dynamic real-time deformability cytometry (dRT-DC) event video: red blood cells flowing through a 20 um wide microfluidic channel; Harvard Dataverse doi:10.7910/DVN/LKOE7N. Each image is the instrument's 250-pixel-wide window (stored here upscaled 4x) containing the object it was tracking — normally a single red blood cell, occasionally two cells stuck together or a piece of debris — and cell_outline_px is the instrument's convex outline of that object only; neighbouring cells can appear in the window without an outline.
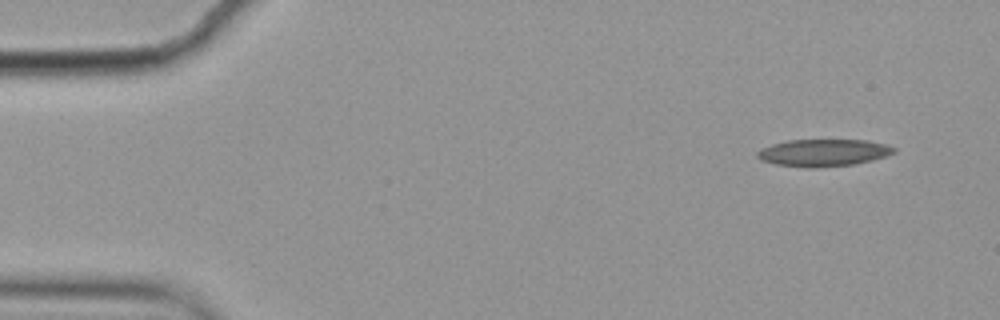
{"species": "common noctule bat (a hibernating species)", "species_latin": "Nyctalus noctula", "temperature_condition": "cold", "stored_images_in_passage": 14, "camera_frame_rate_fps": 3000, "um_per_image_px": 0.085, "animal": {"sex": "female", "body_mass_g": 19.9}, "frame": {"image": 1, "passage_image": 1, "time_ms": 0.0, "image_size_px": [1000, 320], "cell_outline_px": [[896, 152], [872, 160], [852, 164], [812, 168], [804, 168], [776, 164], [760, 160], [756, 156], [756, 152], [772, 144], [788, 140], [868, 140], [884, 144], [896, 148]], "centroid_in_image_um": [69.97, 12.98], "position_along_channel_um": 15.0, "area_um2": 21.5}}
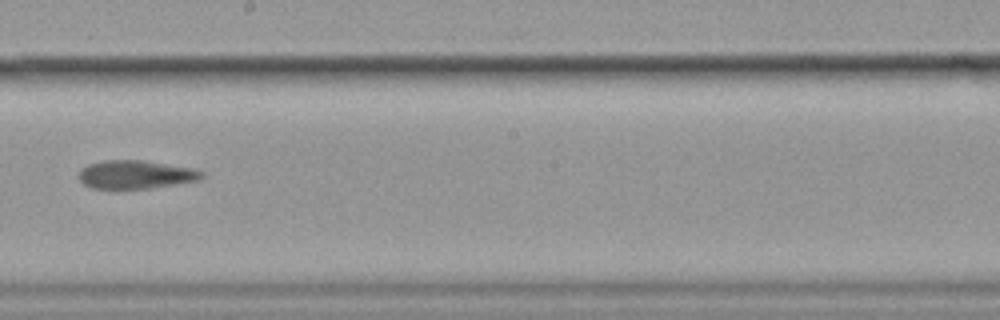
{"frame": {"image": 2, "passage_image": 8, "time_ms": 2.333, "image_size_px": [1000, 320], "cell_outline_px": [[204, 176], [200, 180], [176, 184], [148, 188], [92, 188], [84, 184], [80, 180], [80, 168], [88, 164], [104, 160], [140, 160], [192, 168], [204, 172]], "centroid_in_image_um": [11.54, 14.83], "position_along_channel_um": 236.7, "area_um2": 20.11}}
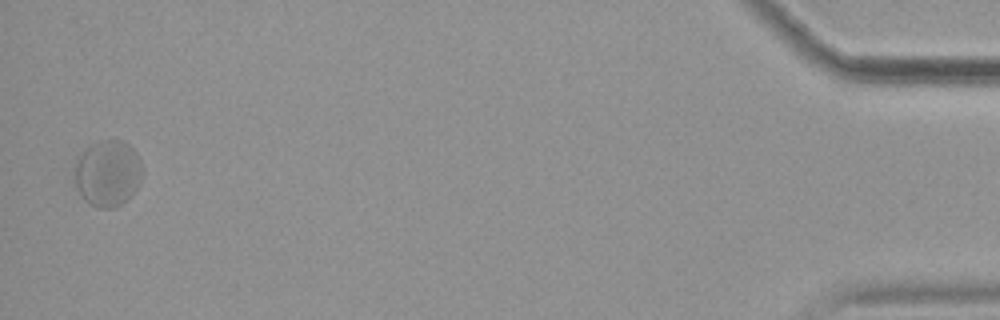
{"frame": {"image": 3, "passage_image": 14, "time_ms": 4.333, "image_size_px": [1000, 320], "cell_outline_px": [[144, 172], [136, 188], [120, 204], [112, 208], [96, 208], [88, 204], [80, 196], [76, 188], [72, 172], [72, 168], [76, 160], [92, 144], [100, 140], [120, 140], [128, 144], [136, 152], [140, 160]], "centroid_in_image_um": [9.11, 14.74], "position_along_channel_um": 426.1, "area_um2": 26.41}}